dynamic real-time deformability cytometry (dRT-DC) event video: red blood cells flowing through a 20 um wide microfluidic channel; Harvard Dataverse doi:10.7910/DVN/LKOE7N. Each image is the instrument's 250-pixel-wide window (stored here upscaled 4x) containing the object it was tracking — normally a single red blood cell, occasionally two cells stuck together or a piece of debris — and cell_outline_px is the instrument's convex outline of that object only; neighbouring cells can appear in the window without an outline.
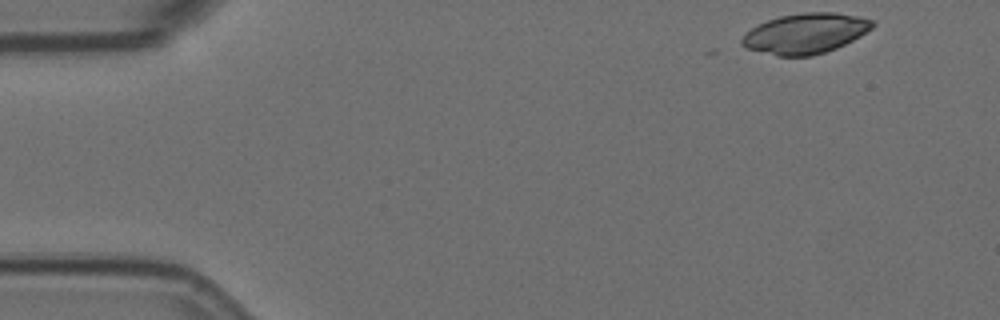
{"species": "Egyptian fruit bat (a non-hibernating species)", "species_latin": "Rousettus aegyptiacus", "temperature_condition": "room temperature", "stored_images_in_passage": 3, "camera_frame_rate_fps": 3000, "um_per_image_px": 0.085, "animal": {"sex": "female"}, "frame": {"image": 1, "passage_image": 1, "time_ms": 0.0, "image_size_px": [1000, 320], "cell_outline_px": [[876, 24], [872, 28], [860, 36], [836, 48], [812, 56], [776, 56], [744, 48], [740, 44], [740, 40], [752, 28], [768, 20], [780, 16], [804, 12], [836, 12], [876, 20]], "centroid_in_image_um": [68.47, 2.84], "position_along_channel_um": 16.5, "area_um2": 30.63}}
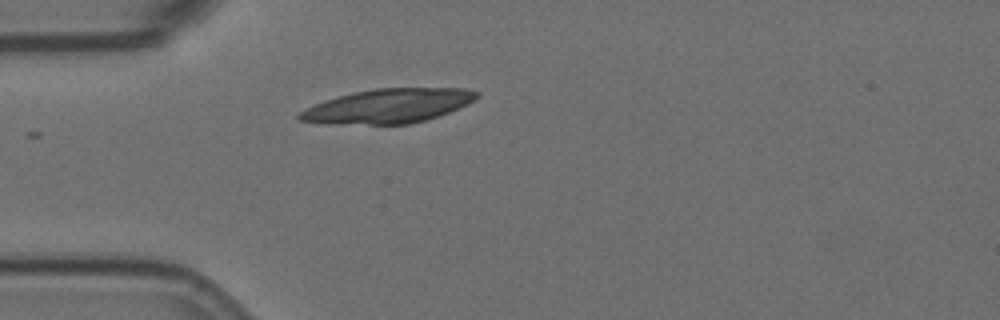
{"frame": {"image": 2, "passage_image": 3, "time_ms": 0.667, "image_size_px": [1000, 320], "cell_outline_px": [[480, 96], [468, 104], [460, 108], [424, 120], [408, 124], [324, 124], [300, 120], [296, 116], [300, 112], [316, 104], [352, 92], [376, 88], [468, 88], [480, 92]], "centroid_in_image_um": [33.04, 9.0], "position_along_channel_um": 52.0, "area_um2": 35.2}}